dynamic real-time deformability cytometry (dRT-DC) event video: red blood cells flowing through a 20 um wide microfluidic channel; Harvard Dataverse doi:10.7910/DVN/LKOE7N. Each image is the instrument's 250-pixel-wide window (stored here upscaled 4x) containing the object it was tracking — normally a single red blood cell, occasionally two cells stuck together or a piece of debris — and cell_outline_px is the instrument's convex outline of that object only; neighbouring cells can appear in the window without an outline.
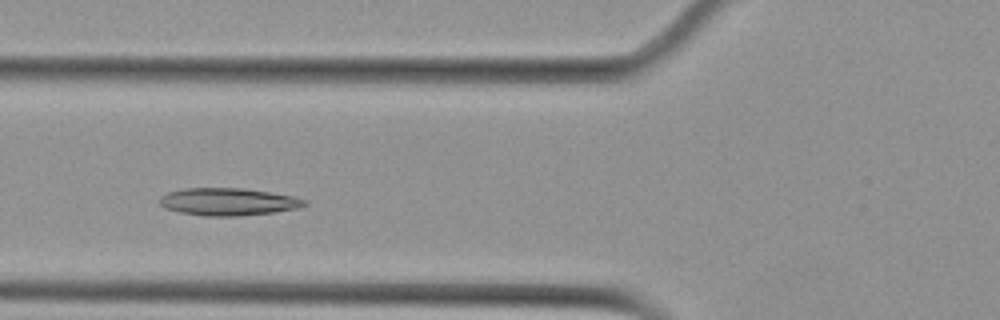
{"species": "Egyptian fruit bat (a non-hibernating species)", "species_latin": "Rousettus aegyptiacus", "temperature_condition": "cold", "stored_images_in_passage": 6, "camera_frame_rate_fps": 3000, "um_per_image_px": 0.085, "animal": {"sex": "female"}, "frame": {"image": 1, "passage_image": 2, "time_ms": 1.333, "image_size_px": [1000, 320], "cell_outline_px": [[308, 204], [296, 208], [272, 212], [240, 216], [204, 216], [180, 212], [164, 208], [160, 204], [160, 196], [168, 192], [184, 188], [244, 188], [296, 196], [308, 200]], "centroid_in_image_um": [19.41, 17.14], "position_along_channel_um": 106.4, "area_um2": 23.29}}
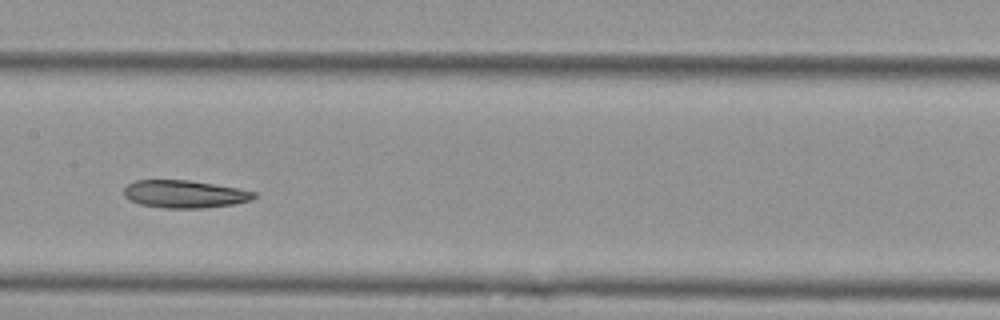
{"frame": {"image": 2, "passage_image": 4, "time_ms": 3.667, "image_size_px": [1000, 320], "cell_outline_px": [[256, 196], [252, 200], [236, 204], [204, 208], [164, 208], [140, 204], [128, 200], [124, 196], [124, 188], [128, 184], [136, 180], [188, 180], [236, 188], [256, 192]], "centroid_in_image_um": [15.68, 16.5], "position_along_channel_um": 191.7, "area_um2": 20.98}}
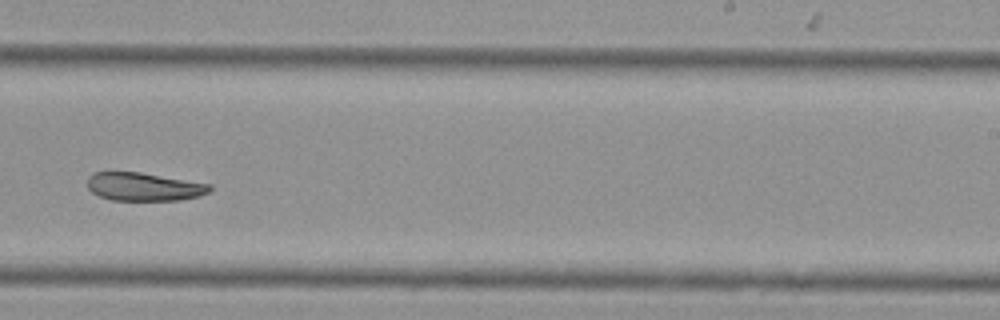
{"frame": {"image": 3, "passage_image": 6, "time_ms": 6.0, "image_size_px": [1000, 320], "cell_outline_px": [[212, 188], [208, 192], [200, 196], [180, 200], [112, 200], [100, 196], [92, 192], [88, 188], [88, 176], [92, 172], [140, 172], [212, 184]], "centroid_in_image_um": [12.25, 15.87], "position_along_channel_um": 276.8, "area_um2": 20.17}}